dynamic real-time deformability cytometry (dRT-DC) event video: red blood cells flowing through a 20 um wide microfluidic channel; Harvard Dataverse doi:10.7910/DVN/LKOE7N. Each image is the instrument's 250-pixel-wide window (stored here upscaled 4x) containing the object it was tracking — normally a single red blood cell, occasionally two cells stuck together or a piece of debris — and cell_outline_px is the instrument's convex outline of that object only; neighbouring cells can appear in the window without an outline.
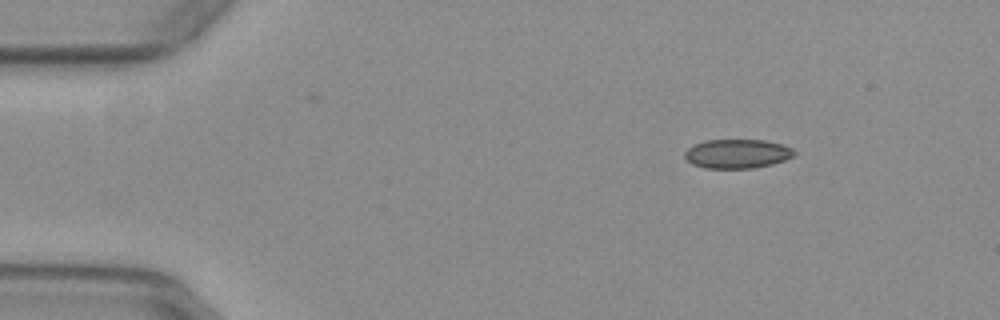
{"species": "common noctule bat (a hibernating species)", "species_latin": "Nyctalus noctula", "temperature_condition": "warm", "stored_images_in_passage": 9, "camera_frame_rate_fps": 3000, "um_per_image_px": 0.085, "animal": {"sex": "female", "body_mass_g": 29.2, "forearm_length_mm": 56.3}, "frame": {"image": 1, "passage_image": 1, "time_ms": 0.0, "image_size_px": [1000, 320], "cell_outline_px": [[796, 152], [792, 156], [784, 160], [772, 164], [752, 168], [704, 168], [692, 164], [684, 156], [684, 152], [692, 144], [704, 140], [764, 140], [784, 144], [792, 148]], "centroid_in_image_um": [62.64, 13.06], "position_along_channel_um": 22.4, "area_um2": 18.67}}
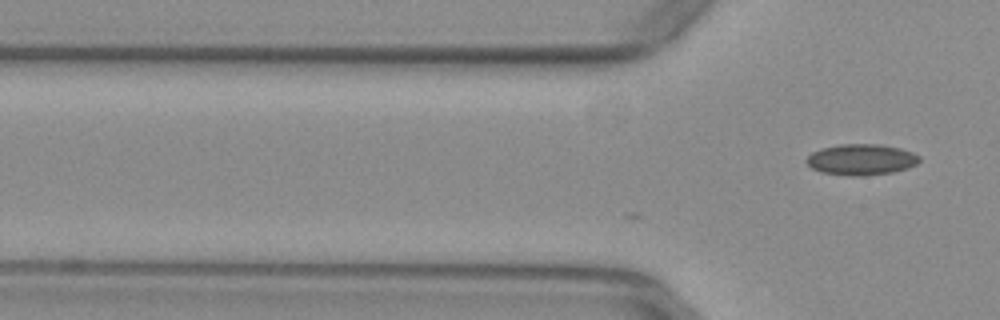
{"frame": {"image": 2, "passage_image": 9, "time_ms": 2.667, "image_size_px": [1000, 320], "cell_outline_px": [[920, 160], [916, 164], [908, 168], [892, 172], [864, 176], [848, 176], [820, 172], [812, 168], [804, 160], [812, 152], [824, 148], [840, 144], [880, 144], [900, 148], [912, 152], [920, 156]], "centroid_in_image_um": [73.21, 13.57], "position_along_channel_um": 52.6, "area_um2": 20.46}}